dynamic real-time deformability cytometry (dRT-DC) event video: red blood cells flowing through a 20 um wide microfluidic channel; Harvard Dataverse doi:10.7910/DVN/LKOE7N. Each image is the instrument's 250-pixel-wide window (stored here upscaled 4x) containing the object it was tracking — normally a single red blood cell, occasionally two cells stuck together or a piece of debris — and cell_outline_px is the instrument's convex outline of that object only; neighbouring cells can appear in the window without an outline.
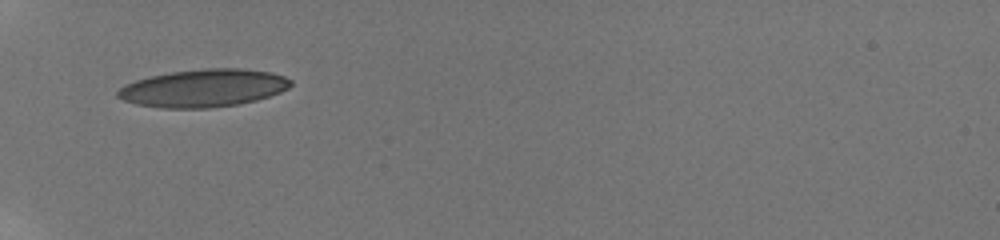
{"species": "human", "species_latin": "Homo sapiens", "temperature_condition": "room temperature", "stored_images_in_passage": 35, "camera_frame_rate_fps": 3000, "um_per_image_px": 0.085, "donor": {"sex": "male"}, "frame": {"image": 1, "passage_image": 1, "time_ms": 0.0, "image_size_px": [1000, 240], "cell_outline_px": [[292, 84], [288, 88], [280, 92], [256, 100], [240, 104], [208, 108], [160, 108], [136, 104], [124, 100], [116, 96], [116, 92], [124, 84], [136, 80], [152, 76], [172, 72], [208, 68], [240, 68], [272, 72], [284, 76], [292, 80]], "centroid_in_image_um": [17.3, 7.49], "position_along_channel_um": 67.7, "area_um2": 38.03}}
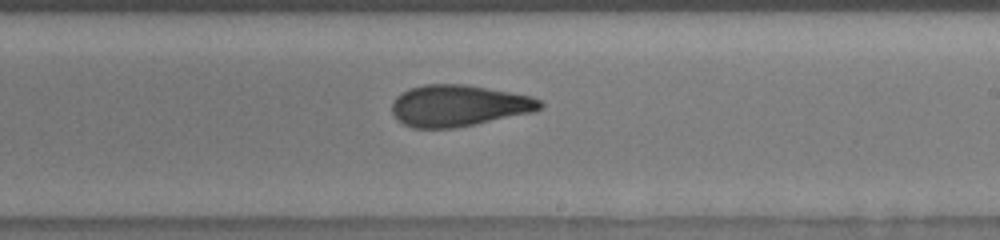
{"frame": {"image": 2, "passage_image": 16, "time_ms": 5.0, "image_size_px": [1000, 240], "cell_outline_px": [[544, 108], [536, 112], [456, 128], [412, 128], [404, 124], [392, 112], [392, 100], [400, 92], [408, 88], [424, 84], [468, 84], [532, 96], [540, 100], [544, 104]], "centroid_in_image_um": [39.02, 8.97], "position_along_channel_um": 250.0, "area_um2": 36.3}}
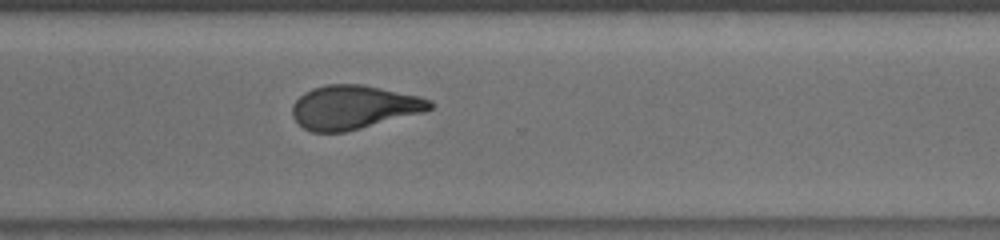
{"frame": {"image": 3, "passage_image": 23, "time_ms": 7.333, "image_size_px": [1000, 240], "cell_outline_px": [[436, 104], [432, 108], [424, 112], [344, 132], [312, 132], [304, 128], [292, 116], [292, 104], [304, 92], [312, 88], [324, 84], [360, 84], [420, 96], [432, 100]], "centroid_in_image_um": [30.07, 9.1], "position_along_channel_um": 340.5, "area_um2": 35.08}, "authors_computed_cell_mechanics": {"area_um2": 35.7782, "velocity_mm_per_s": 3.8847, "shape_relaxation_time_tau1_ms": 9.9406, "shape_relaxation_time_tau2_ms": 1.7666, "deformation_change_tau1": 0.2613, "deformation_change_tau2": 0.0933}}